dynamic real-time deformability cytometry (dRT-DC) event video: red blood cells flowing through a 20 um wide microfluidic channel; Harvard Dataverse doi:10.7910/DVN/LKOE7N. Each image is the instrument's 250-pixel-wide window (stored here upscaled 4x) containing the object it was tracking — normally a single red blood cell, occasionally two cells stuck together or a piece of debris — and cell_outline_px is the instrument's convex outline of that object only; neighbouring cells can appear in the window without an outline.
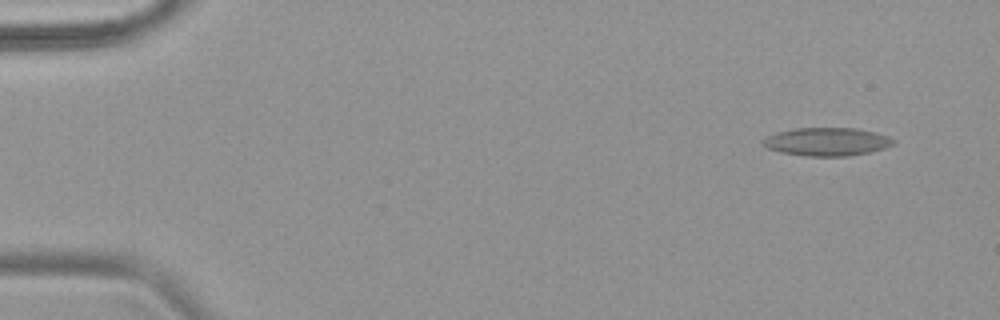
{"species": "common noctule bat (a hibernating species)", "species_latin": "Nyctalus noctula", "temperature_condition": "warm", "stored_images_in_passage": 55, "camera_frame_rate_fps": 3000, "um_per_image_px": 0.085, "animal": {"sex": "female", "body_mass_g": 18.4}, "frame": {"image": 1, "passage_image": 4, "time_ms": 1.0, "image_size_px": [1000, 320], "cell_outline_px": [[896, 144], [872, 152], [848, 156], [808, 156], [780, 152], [768, 148], [760, 144], [760, 140], [776, 132], [796, 128], [856, 128], [876, 132], [888, 136], [896, 140]], "centroid_in_image_um": [70.3, 12.04], "position_along_channel_um": 14.7, "area_um2": 21.68}}
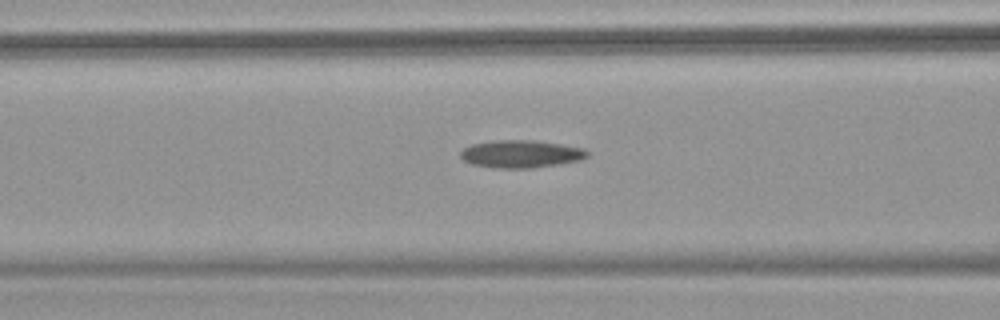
{"frame": {"image": 2, "passage_image": 23, "time_ms": 7.333, "image_size_px": [1000, 320], "cell_outline_px": [[588, 156], [580, 160], [560, 164], [532, 168], [492, 168], [472, 164], [464, 160], [460, 156], [460, 152], [464, 148], [472, 144], [492, 140], [532, 140], [560, 144], [584, 148], [588, 152]], "centroid_in_image_um": [44.27, 13.09], "position_along_channel_um": 122.3, "area_um2": 20.46}}
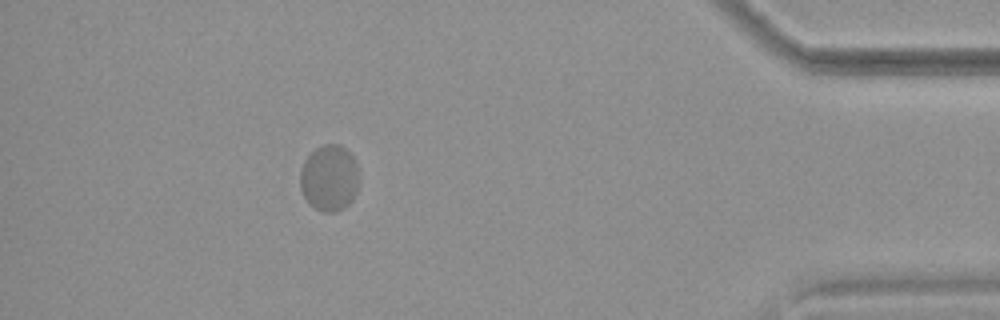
{"frame": {"image": 3, "passage_image": 50, "time_ms": 16.333, "image_size_px": [1000, 320], "cell_outline_px": [[360, 184], [352, 200], [344, 208], [332, 212], [324, 212], [316, 208], [304, 196], [300, 188], [300, 168], [304, 160], [316, 148], [324, 144], [340, 144], [352, 156], [356, 164], [360, 176]], "centroid_in_image_um": [28.01, 15.12], "position_along_channel_um": 407.2, "area_um2": 22.83}}